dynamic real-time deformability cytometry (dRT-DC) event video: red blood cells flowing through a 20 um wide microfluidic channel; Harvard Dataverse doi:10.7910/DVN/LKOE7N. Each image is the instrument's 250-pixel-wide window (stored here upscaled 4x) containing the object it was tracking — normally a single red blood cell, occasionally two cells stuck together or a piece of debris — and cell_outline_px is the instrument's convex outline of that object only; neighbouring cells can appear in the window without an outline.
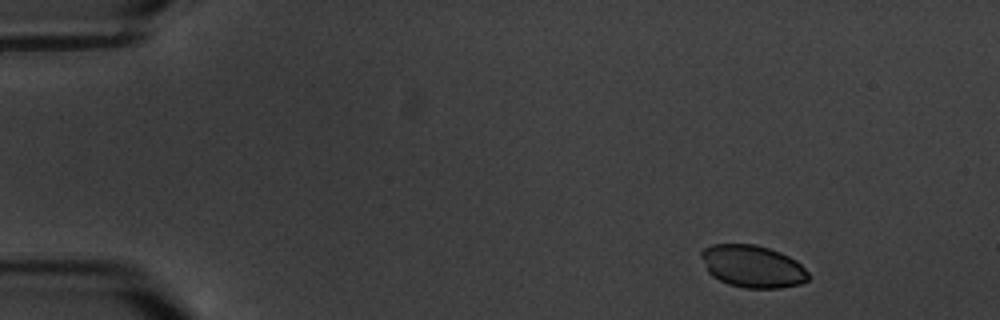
{"species": "common noctule bat (a hibernating species)", "species_latin": "Nyctalus noctula", "temperature_condition": "warm", "stored_images_in_passage": 4, "camera_frame_rate_fps": 3000, "um_per_image_px": 0.085, "animal": {"sex": "male", "body_mass_g": 20.1, "forearm_length_mm": 53.5}, "frame": {"image": 1, "passage_image": 1, "time_ms": 0.0, "image_size_px": [1000, 320], "cell_outline_px": [[808, 280], [800, 284], [780, 288], [744, 288], [728, 284], [712, 276], [708, 272], [700, 256], [700, 252], [704, 248], [712, 244], [756, 244], [780, 252], [796, 260], [808, 272]], "centroid_in_image_um": [63.95, 22.64], "position_along_channel_um": 21.0, "area_um2": 26.47}}